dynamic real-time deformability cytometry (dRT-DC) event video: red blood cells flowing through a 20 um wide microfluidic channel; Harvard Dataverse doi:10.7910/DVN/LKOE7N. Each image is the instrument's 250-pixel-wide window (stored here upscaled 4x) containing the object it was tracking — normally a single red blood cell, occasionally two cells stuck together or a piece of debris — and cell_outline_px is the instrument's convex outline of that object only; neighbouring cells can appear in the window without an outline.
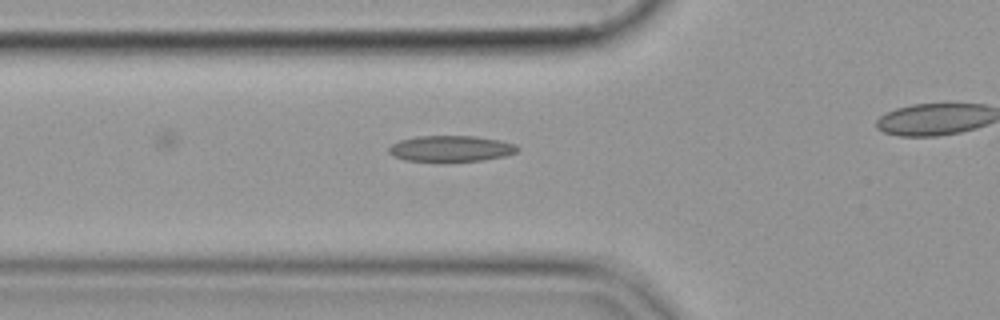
{"species": "common noctule bat (a hibernating species)", "species_latin": "Nyctalus noctula", "temperature_condition": "cold", "stored_images_in_passage": 25, "camera_frame_rate_fps": 3000, "um_per_image_px": 0.085, "animal": {"sex": "female", "body_mass_g": 19.9}, "frame": {"image": 1, "passage_image": 2, "time_ms": 0.333, "image_size_px": [1000, 320], "cell_outline_px": [[520, 148], [516, 152], [504, 156], [480, 160], [404, 160], [392, 156], [388, 152], [388, 148], [392, 144], [400, 140], [416, 136], [476, 136], [500, 140], [516, 144]], "centroid_in_image_um": [38.32, 12.61], "position_along_channel_um": 87.5, "area_um2": 19.19}}
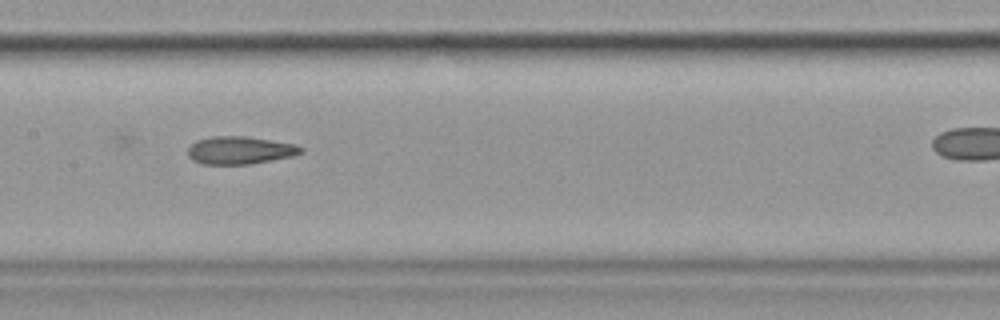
{"frame": {"image": 2, "passage_image": 10, "time_ms": 3.0, "image_size_px": [1000, 320], "cell_outline_px": [[304, 152], [296, 156], [248, 164], [200, 164], [192, 160], [188, 156], [188, 148], [196, 140], [212, 136], [244, 136], [296, 144], [304, 148]], "centroid_in_image_um": [20.41, 12.77], "position_along_channel_um": 187.0, "area_um2": 18.44}}
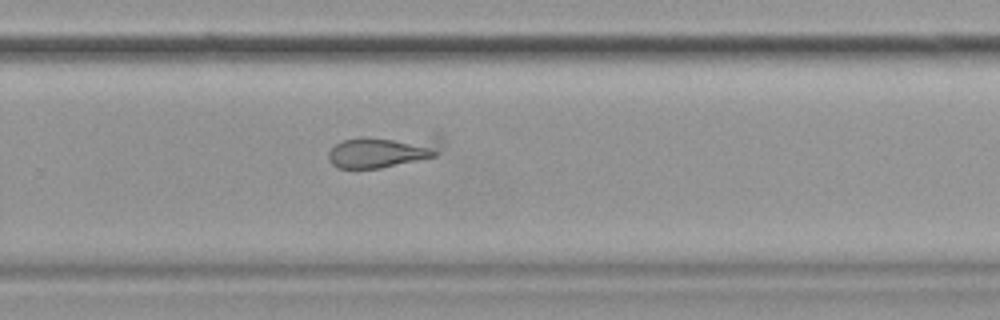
{"frame": {"image": 3, "passage_image": 19, "time_ms": 6.0, "image_size_px": [1000, 320], "cell_outline_px": [[444, 144], [440, 152], [436, 156], [380, 168], [336, 168], [328, 160], [328, 152], [336, 144], [344, 140], [360, 136], [436, 132], [440, 132], [444, 136]], "centroid_in_image_um": [32.74, 12.75], "position_along_channel_um": 297.1, "area_um2": 23.18}}